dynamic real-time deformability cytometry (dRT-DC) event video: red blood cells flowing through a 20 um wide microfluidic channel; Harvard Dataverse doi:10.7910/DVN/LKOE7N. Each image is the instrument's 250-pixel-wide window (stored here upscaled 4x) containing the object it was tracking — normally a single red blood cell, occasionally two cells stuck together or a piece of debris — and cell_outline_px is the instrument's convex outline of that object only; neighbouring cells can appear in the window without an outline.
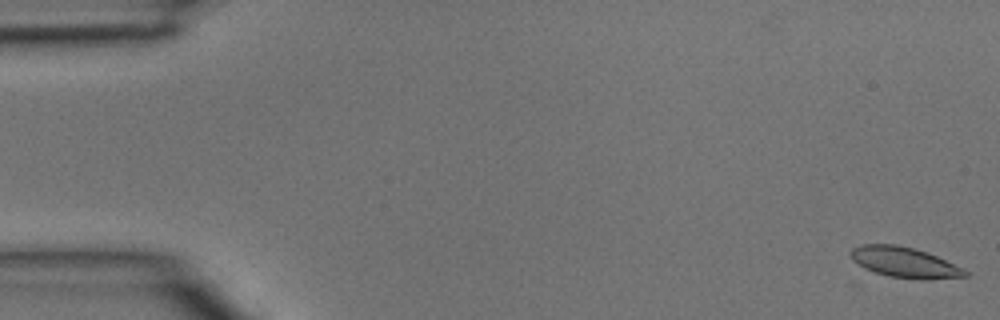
{"species": "common noctule bat (a hibernating species)", "species_latin": "Nyctalus noctula", "temperature_condition": "room temperature", "stored_images_in_passage": 4, "camera_frame_rate_fps": 3000, "um_per_image_px": 0.085, "animal": {"sex": "male", "body_mass_g": 15.6}, "frame": {"image": 1, "passage_image": 1, "time_ms": 0.0, "image_size_px": [1000, 320], "cell_outline_px": [[968, 276], [924, 280], [888, 276], [864, 268], [852, 260], [848, 252], [852, 248], [860, 244], [896, 244], [928, 252], [964, 268], [968, 272]], "centroid_in_image_um": [76.87, 22.29], "position_along_channel_um": 8.1, "area_um2": 20.46}}
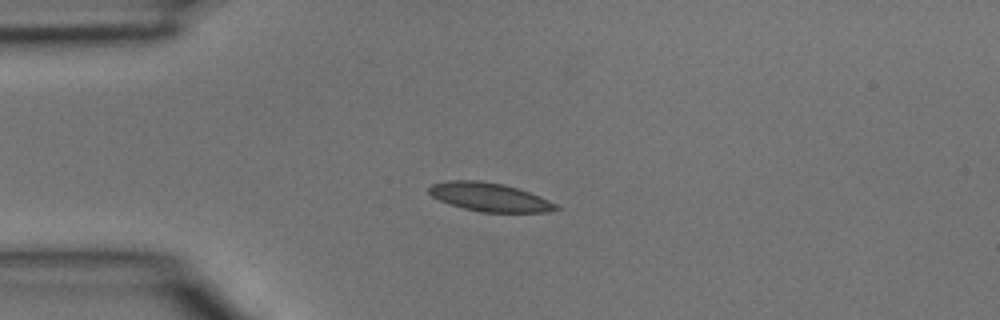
{"frame": {"image": 2, "passage_image": 4, "time_ms": 1.0, "image_size_px": [1000, 320], "cell_outline_px": [[560, 208], [548, 212], [480, 212], [464, 208], [440, 200], [432, 196], [428, 192], [428, 188], [432, 184], [448, 180], [480, 180], [504, 184], [540, 196], [556, 204]], "centroid_in_image_um": [41.6, 16.74], "position_along_channel_um": 43.4, "area_um2": 20.98}}